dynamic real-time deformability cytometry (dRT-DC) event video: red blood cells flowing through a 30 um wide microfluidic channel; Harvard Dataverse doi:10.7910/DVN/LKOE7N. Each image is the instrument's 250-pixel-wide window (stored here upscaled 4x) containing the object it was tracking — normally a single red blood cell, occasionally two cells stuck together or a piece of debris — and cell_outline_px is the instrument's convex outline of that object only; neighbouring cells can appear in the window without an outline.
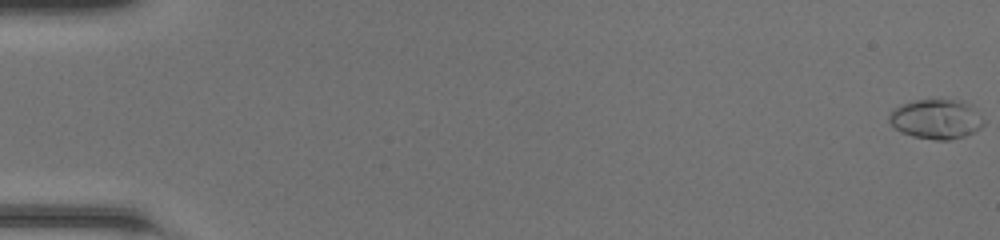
{"species": "common noctule bat (a hibernating species)", "species_latin": "Nyctalus noctula", "temperature_condition": "room temperature", "stored_images_in_passage": 50, "camera_frame_rate_fps": 3000, "um_per_image_px": 0.085, "animal": {"sex": "female", "body_mass_g": 20.0, "forearm_length_mm": 54.0}, "frame": {"image": 1, "passage_image": 1, "time_ms": 0.0, "image_size_px": [1000, 240], "cell_outline_px": [[984, 124], [980, 128], [964, 136], [948, 140], [936, 140], [912, 136], [900, 132], [888, 120], [888, 116], [892, 108], [900, 104], [912, 100], [936, 96], [964, 100], [972, 104], [984, 120]], "centroid_in_image_um": [79.57, 10.05], "position_along_channel_um": 5.4, "area_um2": 22.83}}
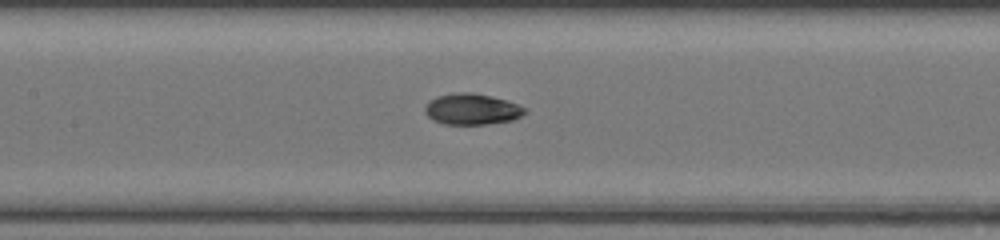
{"frame": {"image": 2, "passage_image": 25, "time_ms": 8.0, "image_size_px": [1000, 240], "cell_outline_px": [[528, 112], [512, 120], [488, 124], [444, 124], [432, 120], [424, 112], [424, 108], [428, 100], [436, 96], [456, 92], [472, 92], [492, 96], [508, 100], [528, 108]], "centroid_in_image_um": [40.12, 9.26], "position_along_channel_um": 167.3, "area_um2": 18.44}}
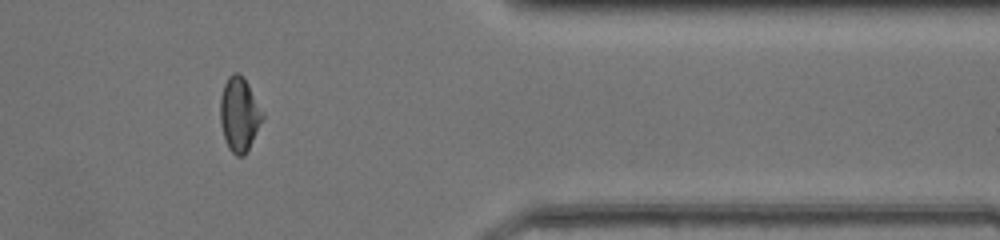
{"frame": {"image": 3, "passage_image": 42, "time_ms": 13.667, "image_size_px": [1000, 240], "cell_outline_px": [[264, 116], [244, 156], [236, 156], [228, 148], [220, 124], [220, 96], [224, 84], [228, 76], [232, 72], [236, 72], [244, 76], [264, 112]], "centroid_in_image_um": [20.33, 9.67], "position_along_channel_um": 391.1, "area_um2": 18.32}, "authors_computed_cell_mechanics": {"area_um2": 18.4382, "velocity_mm_per_s": 4.274, "shape_relaxation_time_tau1_ms": 9.5419, "shape_relaxation_time_tau2_ms": 1.653, "deformation_change_tau1": 0.3169, "deformation_change_tau2": 0.0516}}